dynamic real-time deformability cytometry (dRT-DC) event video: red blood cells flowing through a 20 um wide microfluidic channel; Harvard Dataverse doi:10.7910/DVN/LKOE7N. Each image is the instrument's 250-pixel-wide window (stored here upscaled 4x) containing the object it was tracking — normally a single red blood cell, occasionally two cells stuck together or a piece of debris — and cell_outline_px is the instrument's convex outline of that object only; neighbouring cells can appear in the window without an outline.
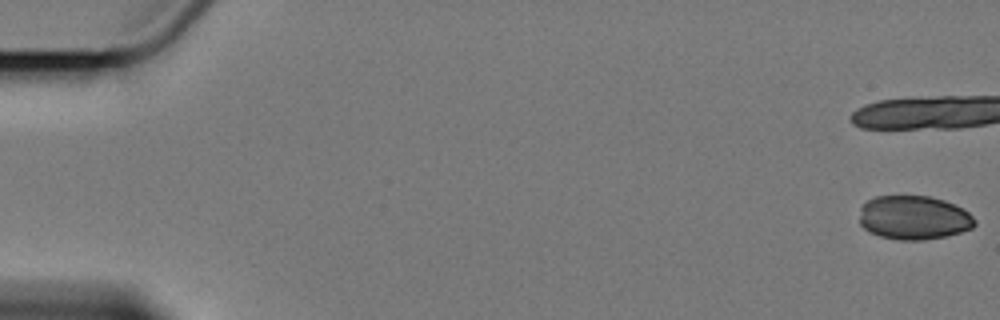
{"species": "Egyptian fruit bat (a non-hibernating species)", "species_latin": "Rousettus aegyptiacus", "temperature_condition": "cold", "stored_images_in_passage": 9, "camera_frame_rate_fps": 3000, "um_per_image_px": 0.085, "animal": {"sex": "female"}, "frame": {"image": 1, "passage_image": 1, "time_ms": 0.0, "image_size_px": [1000, 320], "cell_outline_px": [[976, 224], [972, 228], [960, 232], [944, 236], [920, 240], [900, 240], [880, 236], [868, 232], [860, 224], [860, 208], [868, 200], [876, 196], [928, 196], [944, 200], [964, 208], [976, 220]], "centroid_in_image_um": [77.67, 18.49], "position_along_channel_um": 7.3, "area_um2": 29.54}}